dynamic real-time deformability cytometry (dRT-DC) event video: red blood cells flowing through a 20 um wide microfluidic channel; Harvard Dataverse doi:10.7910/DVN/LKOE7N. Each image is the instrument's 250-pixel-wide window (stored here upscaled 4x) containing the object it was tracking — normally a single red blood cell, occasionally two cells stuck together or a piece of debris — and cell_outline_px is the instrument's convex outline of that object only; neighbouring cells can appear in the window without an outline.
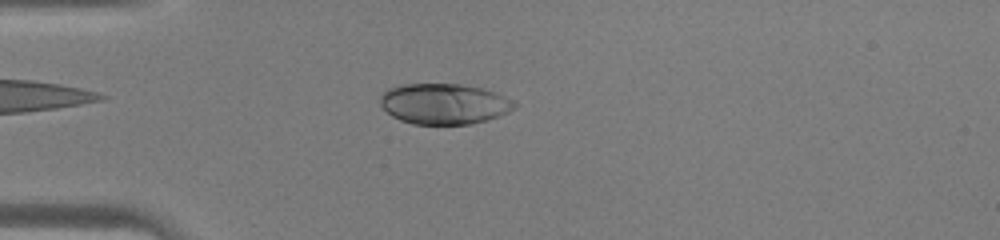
{"species": "human", "species_latin": "Homo sapiens", "temperature_condition": "warm", "stored_images_in_passage": 44, "camera_frame_rate_fps": 3000, "um_per_image_px": 0.085, "donor": {"sex": "male"}, "frame": {"image": 1, "passage_image": 12, "time_ms": 3.667, "image_size_px": [1000, 240], "cell_outline_px": [[516, 104], [508, 112], [488, 120], [468, 124], [412, 124], [400, 120], [392, 116], [380, 104], [380, 96], [388, 88], [404, 84], [460, 84], [484, 88], [496, 92], [512, 100]], "centroid_in_image_um": [37.73, 8.82], "position_along_channel_um": 47.3, "area_um2": 31.73}}
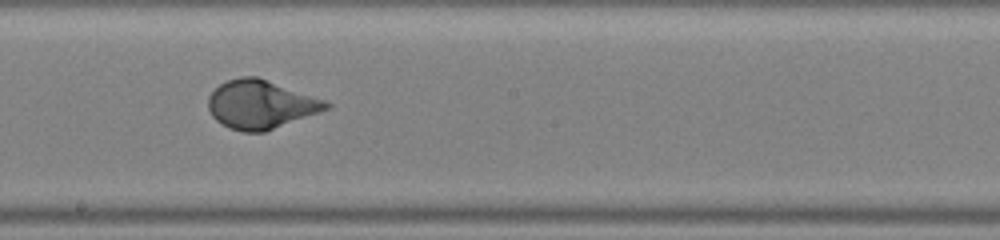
{"frame": {"image": 2, "passage_image": 25, "time_ms": 8.0, "image_size_px": [1000, 240], "cell_outline_px": [[332, 104], [328, 108], [264, 132], [240, 132], [228, 128], [216, 120], [212, 116], [208, 108], [208, 96], [220, 84], [228, 80], [240, 76], [256, 76], [324, 100]], "centroid_in_image_um": [22.09, 8.88], "position_along_channel_um": 226.1, "area_um2": 32.89}}
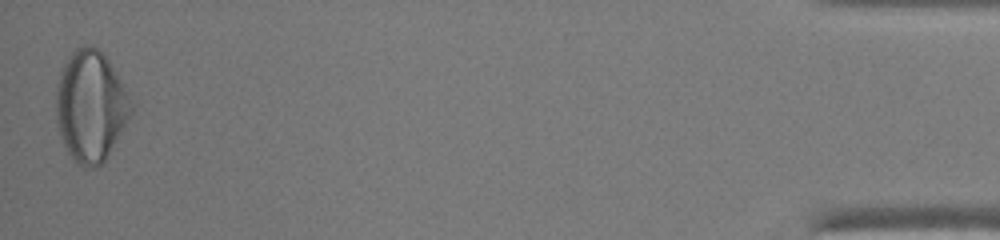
{"frame": {"image": 3, "passage_image": 44, "time_ms": 14.333, "image_size_px": [1000, 240], "cell_outline_px": [[132, 112], [104, 160], [100, 164], [92, 168], [84, 168], [76, 164], [60, 140], [56, 128], [56, 92], [60, 68], [68, 56], [76, 48], [88, 44], [96, 48], [108, 60], [120, 80], [132, 104]], "centroid_in_image_um": [7.64, 9.04], "position_along_channel_um": 427.6, "area_um2": 48.26}}